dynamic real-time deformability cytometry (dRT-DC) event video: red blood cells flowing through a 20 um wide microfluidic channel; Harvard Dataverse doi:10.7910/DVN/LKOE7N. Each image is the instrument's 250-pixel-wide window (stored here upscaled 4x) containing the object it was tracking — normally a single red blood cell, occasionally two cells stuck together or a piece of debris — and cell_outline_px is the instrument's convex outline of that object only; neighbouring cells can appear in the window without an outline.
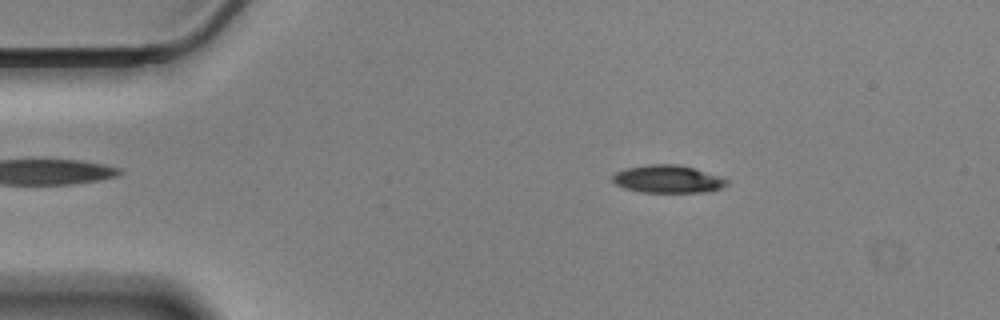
{"species": "Egyptian fruit bat (a non-hibernating species)", "species_latin": "Rousettus aegyptiacus", "temperature_condition": "cold", "stored_images_in_passage": 57, "camera_frame_rate_fps": 3000, "um_per_image_px": 0.085, "animal": {"sex": "male"}, "frame": {"image": 1, "passage_image": 9, "time_ms": 2.667, "image_size_px": [1000, 320], "cell_outline_px": [[728, 184], [724, 188], [708, 192], [640, 192], [624, 188], [616, 184], [612, 180], [612, 176], [616, 172], [628, 168], [648, 164], [676, 164], [692, 168], [728, 180]], "centroid_in_image_um": [56.75, 15.24], "position_along_channel_um": 28.3, "area_um2": 18.26}}
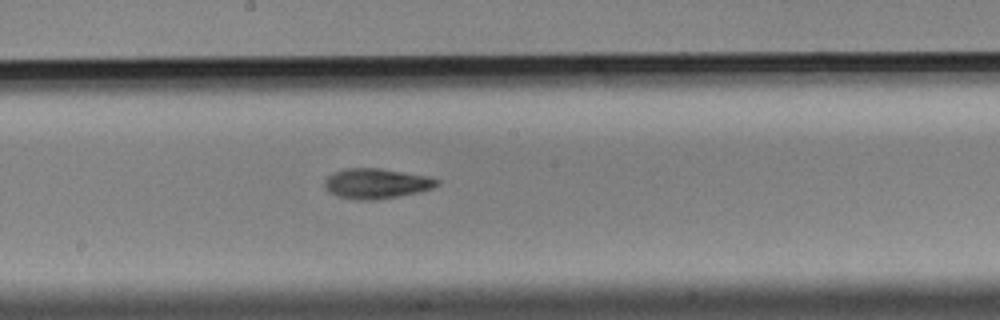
{"frame": {"image": 2, "passage_image": 30, "time_ms": 9.667, "image_size_px": [1000, 320], "cell_outline_px": [[440, 184], [432, 188], [420, 192], [372, 200], [360, 200], [340, 196], [332, 192], [324, 184], [324, 180], [332, 172], [344, 168], [380, 168], [428, 176], [440, 180]], "centroid_in_image_um": [32.02, 15.58], "position_along_channel_um": 216.2, "area_um2": 19.54}}
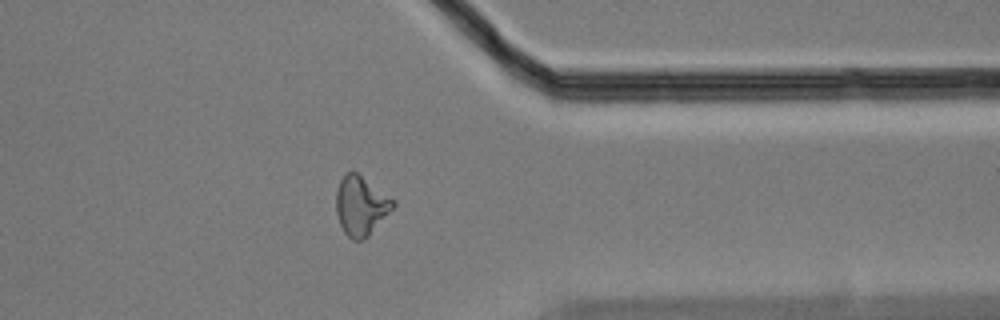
{"frame": {"image": 3, "passage_image": 45, "time_ms": 14.667, "image_size_px": [1000, 320], "cell_outline_px": [[396, 204], [368, 236], [364, 240], [352, 240], [344, 232], [340, 224], [336, 212], [336, 192], [340, 180], [344, 172], [356, 172], [396, 200]], "centroid_in_image_um": [30.67, 17.48], "position_along_channel_um": 380.7, "area_um2": 19.59}, "authors_computed_cell_mechanics": {"area_um2": 18.9006, "velocity_mm_per_s": 3.4614, "shape_relaxation_time_tau1_ms": 4.3386, "shape_relaxation_time_tau2_ms": 4.4483, "deformation_change_tau1": 0.1316, "deformation_change_tau2": 0.1203}}